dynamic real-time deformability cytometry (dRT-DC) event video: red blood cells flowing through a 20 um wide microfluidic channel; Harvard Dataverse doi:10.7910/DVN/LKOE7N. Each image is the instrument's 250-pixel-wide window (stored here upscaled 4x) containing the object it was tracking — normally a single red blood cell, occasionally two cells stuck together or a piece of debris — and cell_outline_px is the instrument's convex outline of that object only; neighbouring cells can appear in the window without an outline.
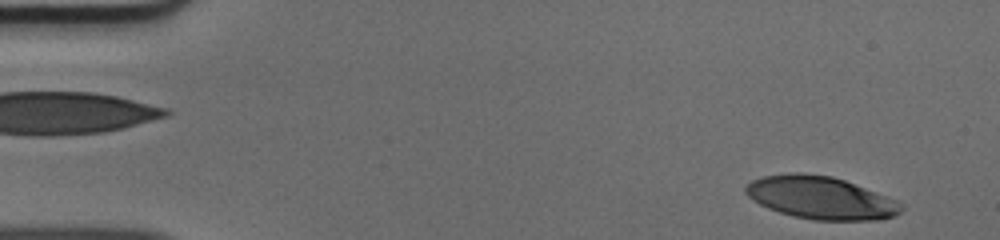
{"species": "human", "species_latin": "Homo sapiens", "temperature_condition": "cold", "stored_images_in_passage": 41, "camera_frame_rate_fps": 3000, "um_per_image_px": 0.085, "donor": {"sex": "male"}, "frame": {"image": 1, "passage_image": 2, "time_ms": 0.333, "image_size_px": [1000, 240], "cell_outline_px": [[904, 208], [900, 212], [892, 216], [880, 220], [816, 220], [796, 216], [780, 212], [768, 208], [752, 200], [744, 192], [744, 188], [752, 180], [764, 176], [788, 172], [800, 172], [832, 176], [844, 180], [896, 200], [904, 204]], "centroid_in_image_um": [69.74, 16.8], "position_along_channel_um": 15.3, "area_um2": 38.55}}
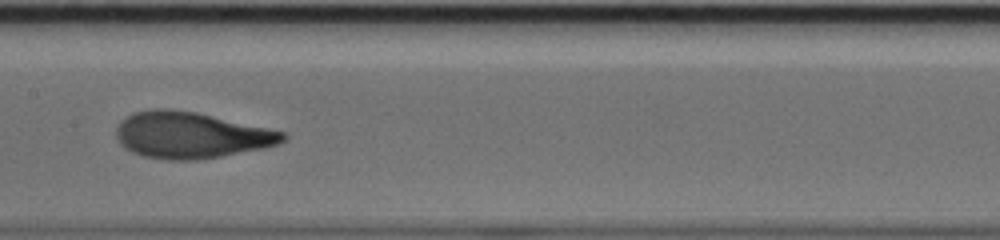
{"frame": {"image": 2, "passage_image": 24, "time_ms": 7.667, "image_size_px": [1000, 240], "cell_outline_px": [[288, 136], [280, 144], [264, 148], [220, 156], [196, 160], [168, 160], [144, 156], [132, 152], [124, 148], [120, 144], [116, 136], [116, 128], [132, 112], [152, 108], [164, 108], [196, 112], [284, 132]], "centroid_in_image_um": [16.21, 11.49], "position_along_channel_um": 191.2, "area_um2": 44.74}}
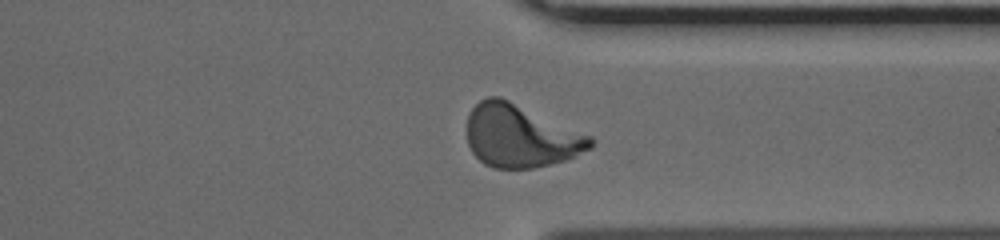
{"frame": {"image": 3, "passage_image": 37, "time_ms": 12.0, "image_size_px": [1000, 240], "cell_outline_px": [[592, 148], [564, 160], [532, 168], [492, 168], [484, 164], [472, 152], [468, 144], [468, 112], [480, 100], [488, 96], [500, 96], [592, 136]], "centroid_in_image_um": [44.22, 11.55], "position_along_channel_um": 367.2, "area_um2": 44.91}}